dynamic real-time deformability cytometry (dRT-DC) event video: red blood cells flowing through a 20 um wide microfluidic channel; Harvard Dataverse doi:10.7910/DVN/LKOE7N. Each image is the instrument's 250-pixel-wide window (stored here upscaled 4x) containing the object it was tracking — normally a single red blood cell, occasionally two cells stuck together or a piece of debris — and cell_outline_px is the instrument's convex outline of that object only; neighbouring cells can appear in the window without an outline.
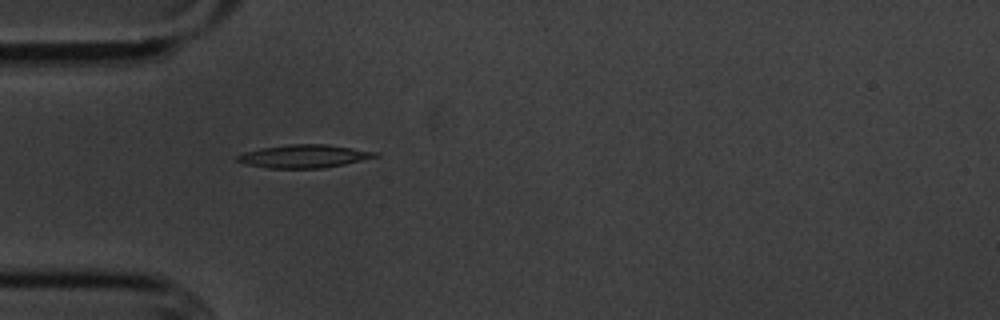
{"species": "common noctule bat (a hibernating species)", "species_latin": "Nyctalus noctula", "temperature_condition": "cold", "stored_images_in_passage": 40, "camera_frame_rate_fps": 3000, "um_per_image_px": 0.085, "animal": {"sex": "male", "body_mass_g": 20.1, "forearm_length_mm": 53.5}, "frame": {"image": 1, "passage_image": 1, "time_ms": 0.0, "image_size_px": [1000, 320], "cell_outline_px": [[380, 156], [344, 164], [324, 168], [268, 168], [244, 164], [236, 160], [236, 156], [244, 152], [260, 148], [288, 144], [324, 144], [352, 148], [376, 152]], "centroid_in_image_um": [25.8, 13.28], "position_along_channel_um": 59.2, "area_um2": 18.5}}
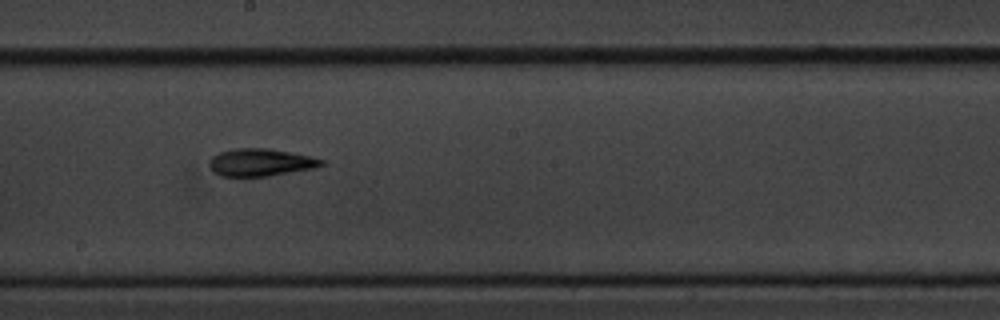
{"frame": {"image": 2, "passage_image": 15, "time_ms": 4.667, "image_size_px": [1000, 320], "cell_outline_px": [[324, 164], [316, 168], [268, 176], [220, 176], [212, 172], [208, 164], [212, 156], [220, 152], [236, 148], [268, 148], [292, 152], [312, 156], [324, 160]], "centroid_in_image_um": [22.16, 13.8], "position_along_channel_um": 226.0, "area_um2": 18.15}}
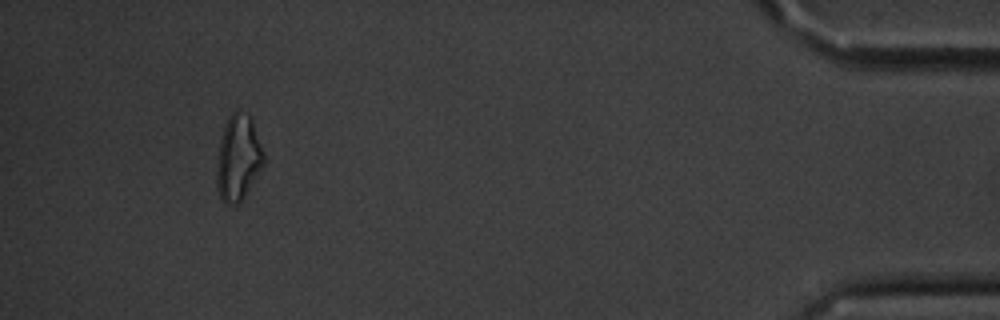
{"frame": {"image": 3, "passage_image": 36, "time_ms": 11.667, "image_size_px": [1000, 320], "cell_outline_px": [[264, 164], [244, 196], [236, 204], [228, 204], [220, 200], [216, 188], [216, 172], [220, 140], [224, 124], [228, 116], [236, 108], [248, 116], [252, 120], [264, 156]], "centroid_in_image_um": [20.21, 13.42], "position_along_channel_um": 415.0, "area_um2": 23.29}, "authors_computed_cell_mechanics": {"area_um2": 17.9469, "velocity_mm_per_s": 3.6219, "shape_relaxation_time_tau1_ms": 3.7122, "shape_relaxation_time_tau2_ms": 7.3015, "deformation_change_tau1": 0.1133, "deformation_change_tau2": 0.1727}}